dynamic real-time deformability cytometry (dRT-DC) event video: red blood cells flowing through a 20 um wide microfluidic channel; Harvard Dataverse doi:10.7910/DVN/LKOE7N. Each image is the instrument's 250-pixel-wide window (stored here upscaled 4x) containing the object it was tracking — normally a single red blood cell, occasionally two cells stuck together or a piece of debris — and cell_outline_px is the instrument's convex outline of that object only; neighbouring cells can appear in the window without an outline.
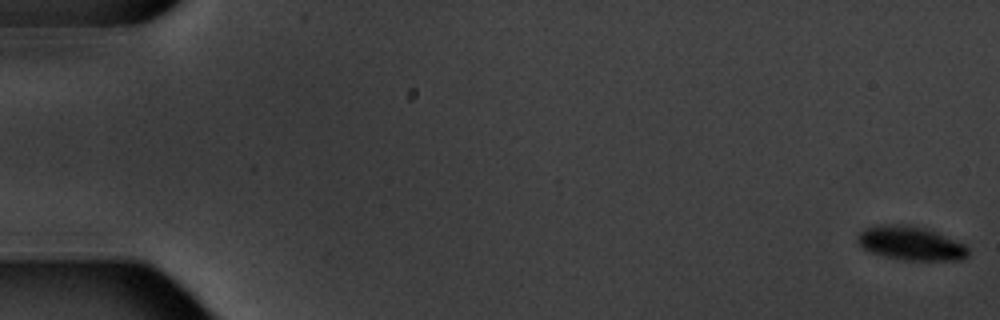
{"species": "common noctule bat (a hibernating species)", "species_latin": "Nyctalus noctula", "temperature_condition": "warm", "stored_images_in_passage": 4, "camera_frame_rate_fps": 3000, "um_per_image_px": 0.085, "animal": {"sex": "male", "body_mass_g": 20.1, "forearm_length_mm": 53.5}, "frame": {"image": 1, "passage_image": 1, "time_ms": 0.0, "image_size_px": [1000, 320], "cell_outline_px": [[968, 256], [964, 260], [900, 260], [868, 252], [856, 240], [860, 232], [864, 228], [876, 224], [908, 224], [924, 228], [936, 232], [964, 244], [968, 248]], "centroid_in_image_um": [77.39, 20.68], "position_along_channel_um": 7.6, "area_um2": 22.02}}